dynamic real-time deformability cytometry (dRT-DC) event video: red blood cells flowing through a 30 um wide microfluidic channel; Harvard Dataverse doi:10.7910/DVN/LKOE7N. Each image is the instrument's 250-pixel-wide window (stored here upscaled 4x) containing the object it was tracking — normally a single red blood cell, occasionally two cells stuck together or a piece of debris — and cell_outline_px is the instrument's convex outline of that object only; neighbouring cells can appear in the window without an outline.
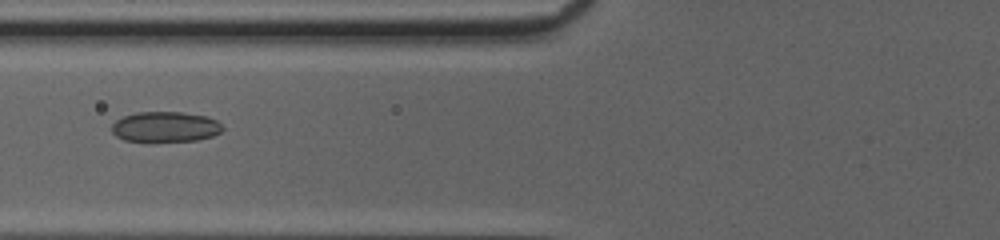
{"species": "common noctule bat (a hibernating species)", "species_latin": "Nyctalus noctula", "temperature_condition": "cold", "stored_images_in_passage": 20, "camera_frame_rate_fps": 3000, "um_per_image_px": 0.085, "animal": {"sex": "female", "body_mass_g": 20.0, "forearm_length_mm": 54.0}, "frame": {"image": 1, "passage_image": 4, "time_ms": 1.0, "image_size_px": [1000, 240], "cell_outline_px": [[224, 128], [220, 132], [212, 136], [196, 140], [124, 140], [116, 136], [112, 132], [112, 124], [116, 120], [124, 116], [136, 112], [184, 112], [208, 116], [216, 120]], "centroid_in_image_um": [14.06, 10.75], "position_along_channel_um": 111.7, "area_um2": 19.31}}
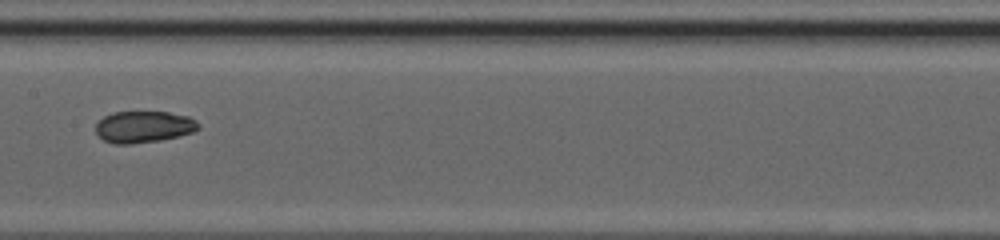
{"frame": {"image": 2, "passage_image": 10, "time_ms": 3.0, "image_size_px": [1000, 240], "cell_outline_px": [[200, 128], [192, 132], [180, 136], [160, 140], [132, 144], [116, 144], [104, 140], [96, 132], [96, 124], [104, 116], [112, 112], [168, 112], [188, 116], [196, 120], [200, 124]], "centroid_in_image_um": [12.24, 10.78], "position_along_channel_um": 195.2, "area_um2": 18.96}}
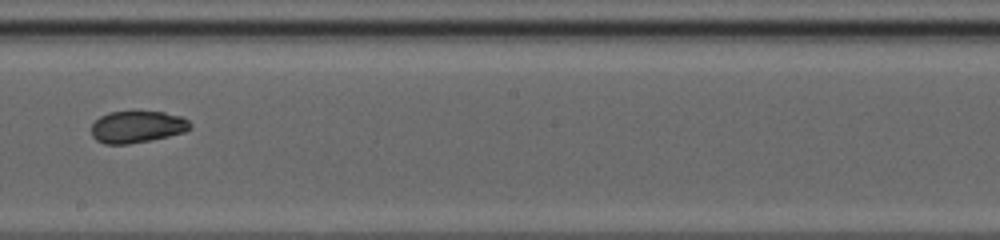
{"frame": {"image": 3, "passage_image": 13, "time_ms": 4.0, "image_size_px": [1000, 240], "cell_outline_px": [[192, 128], [184, 132], [152, 140], [128, 144], [104, 144], [96, 140], [92, 136], [92, 124], [100, 116], [108, 112], [132, 108], [164, 112], [180, 116], [188, 120], [192, 124]], "centroid_in_image_um": [11.65, 10.73], "position_along_channel_um": 236.5, "area_um2": 19.19}}